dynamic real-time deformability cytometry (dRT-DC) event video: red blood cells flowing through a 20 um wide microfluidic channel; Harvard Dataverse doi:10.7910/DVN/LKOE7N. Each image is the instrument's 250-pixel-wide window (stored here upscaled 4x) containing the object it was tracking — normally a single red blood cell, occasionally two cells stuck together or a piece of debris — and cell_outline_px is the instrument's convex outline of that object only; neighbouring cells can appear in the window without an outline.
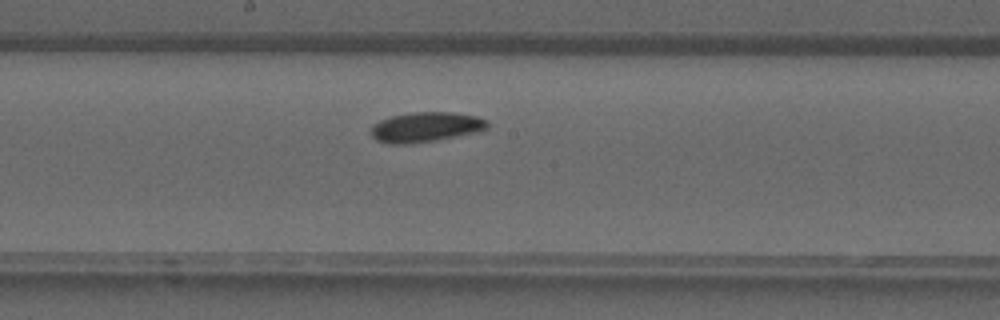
{"species": "common noctule bat (a hibernating species)", "species_latin": "Nyctalus noctula", "temperature_condition": "warm", "stored_images_in_passage": 28, "camera_frame_rate_fps": 3000, "um_per_image_px": 0.085, "animal": {"sex": "male", "forearm_length_mm": 52.5}, "frame": {"image": 1, "passage_image": 14, "time_ms": 4.333, "image_size_px": [1000, 320], "cell_outline_px": [[488, 128], [480, 132], [436, 140], [412, 144], [388, 144], [376, 140], [372, 136], [372, 124], [388, 116], [412, 112], [452, 112], [476, 116], [488, 120]], "centroid_in_image_um": [36.19, 10.8], "position_along_channel_um": 212.0, "area_um2": 20.63}}
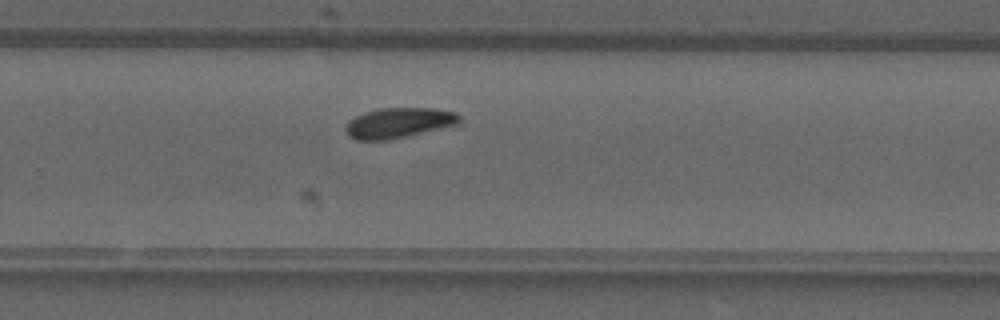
{"frame": {"image": 2, "passage_image": 19, "time_ms": 6.0, "image_size_px": [1000, 320], "cell_outline_px": [[460, 120], [456, 124], [388, 140], [356, 140], [348, 136], [344, 132], [344, 128], [348, 120], [364, 112], [380, 108], [436, 108], [456, 112], [460, 116]], "centroid_in_image_um": [33.82, 10.43], "position_along_channel_um": 296.0, "area_um2": 20.0}}
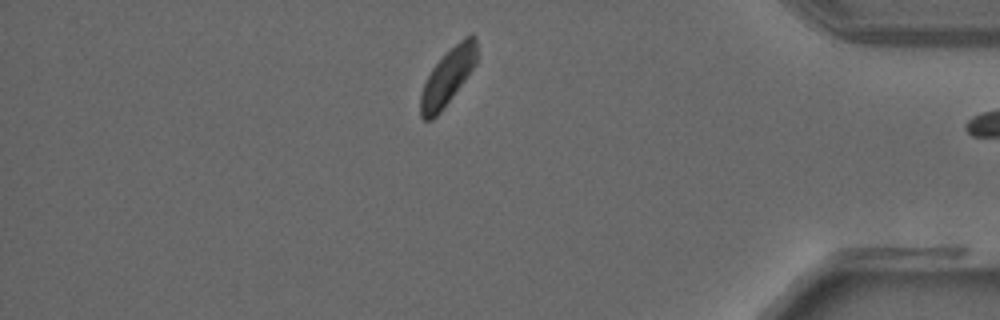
{"frame": {"image": 3, "passage_image": 27, "time_ms": 8.667, "image_size_px": [1000, 320], "cell_outline_px": [[480, 56], [476, 64], [440, 112], [432, 120], [424, 120], [420, 116], [420, 96], [424, 84], [432, 68], [464, 36], [472, 32], [476, 36]], "centroid_in_image_um": [38.11, 6.48], "position_along_channel_um": 397.1, "area_um2": 18.38}}